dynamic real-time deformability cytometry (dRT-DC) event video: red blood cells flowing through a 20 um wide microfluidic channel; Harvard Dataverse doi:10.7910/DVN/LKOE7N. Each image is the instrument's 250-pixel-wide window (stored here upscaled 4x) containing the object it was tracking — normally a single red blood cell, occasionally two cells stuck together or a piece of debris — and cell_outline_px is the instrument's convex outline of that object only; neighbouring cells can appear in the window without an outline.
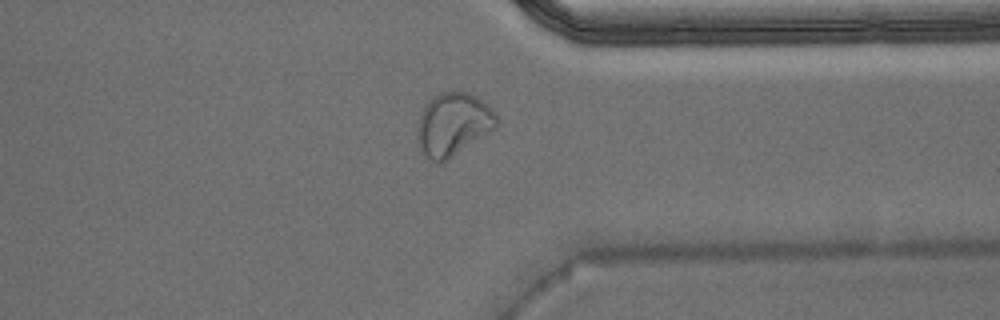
{"species": "Egyptian fruit bat (a non-hibernating species)", "species_latin": "Rousettus aegyptiacus", "temperature_condition": "warm", "stored_images_in_passage": 41, "camera_frame_rate_fps": 3000, "um_per_image_px": 0.085, "animal": {"sex": "male"}, "frame": {"image": 1, "passage_image": 30, "time_ms": 9.667, "image_size_px": [1000, 320], "cell_outline_px": [[496, 128], [440, 164], [432, 160], [424, 152], [416, 140], [416, 124], [428, 100], [432, 96], [440, 92], [468, 92], [476, 96], [488, 104], [496, 116]], "centroid_in_image_um": [38.49, 10.54], "position_along_channel_um": 372.9, "area_um2": 28.84}, "authors_computed_cell_mechanics": {"area_um2": 22.0218, "velocity_mm_per_s": 3.9875, "shape_relaxation_time_tau1_ms": null, "shape_relaxation_time_tau2_ms": 1.1619, "deformation_change_tau1": null, "deformation_change_tau2": 0.0582}}